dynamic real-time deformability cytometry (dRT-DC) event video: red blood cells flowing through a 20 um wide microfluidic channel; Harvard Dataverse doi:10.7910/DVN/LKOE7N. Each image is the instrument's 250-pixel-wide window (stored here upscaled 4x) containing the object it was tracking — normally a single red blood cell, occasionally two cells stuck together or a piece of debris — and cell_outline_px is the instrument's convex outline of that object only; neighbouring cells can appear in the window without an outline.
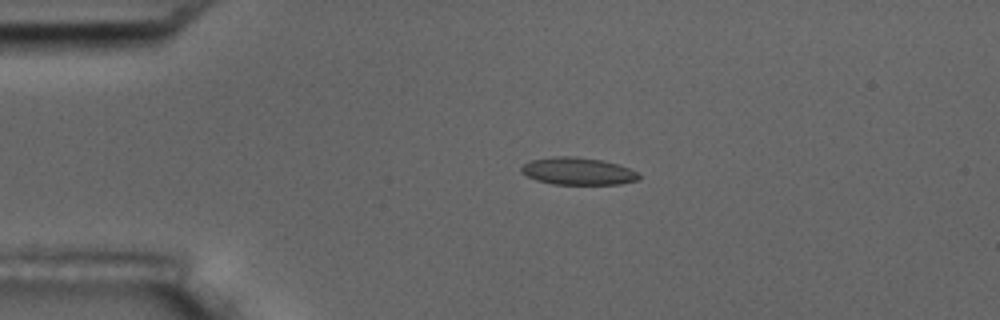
{"species": "common noctule bat (a hibernating species)", "species_latin": "Nyctalus noctula", "temperature_condition": "room temperature", "stored_images_in_passage": 4, "camera_frame_rate_fps": 3000, "um_per_image_px": 0.085, "animal": {"sex": "male", "body_mass_g": 17.5, "forearm_length_mm": 52.3}, "frame": {"image": 1, "passage_image": 3, "time_ms": 3.333, "image_size_px": [1000, 320], "cell_outline_px": [[640, 180], [620, 184], [552, 184], [536, 180], [520, 172], [520, 168], [524, 164], [532, 160], [552, 156], [572, 156], [604, 160], [628, 168], [636, 172], [640, 176]], "centroid_in_image_um": [49.11, 14.55], "position_along_channel_um": 35.9, "area_um2": 18.73}}